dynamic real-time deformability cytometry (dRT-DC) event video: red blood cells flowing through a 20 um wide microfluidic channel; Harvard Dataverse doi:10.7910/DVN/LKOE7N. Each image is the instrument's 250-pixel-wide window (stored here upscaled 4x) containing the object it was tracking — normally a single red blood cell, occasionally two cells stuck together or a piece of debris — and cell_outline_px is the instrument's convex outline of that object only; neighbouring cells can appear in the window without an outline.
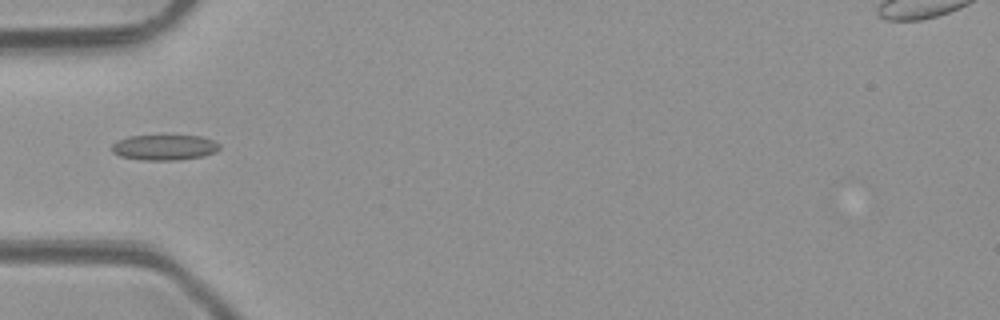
{"species": "common noctule bat (a hibernating species)", "species_latin": "Nyctalus noctula", "temperature_condition": "room temperature", "stored_images_in_passage": 1, "camera_frame_rate_fps": 3000, "um_per_image_px": 0.085, "animal": {"sex": "male", "body_mass_g": 23.1, "forearm_length_mm": 52.7}, "frame": {"image": 1, "passage_image": 1, "time_ms": 0.0, "image_size_px": [1000, 320], "cell_outline_px": [[220, 148], [216, 152], [204, 156], [180, 160], [140, 160], [120, 156], [112, 152], [112, 144], [116, 140], [128, 136], [200, 136], [212, 140], [220, 144]], "centroid_in_image_um": [13.96, 12.54], "position_along_channel_um": 71.0, "area_um2": 16.07}}